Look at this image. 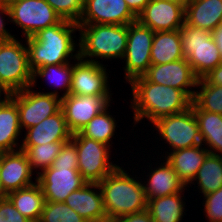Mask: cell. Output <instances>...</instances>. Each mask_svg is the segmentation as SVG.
Masks as SVG:
<instances>
[{
	"label": "cell",
	"instance_id": "cell-9",
	"mask_svg": "<svg viewBox=\"0 0 222 222\" xmlns=\"http://www.w3.org/2000/svg\"><path fill=\"white\" fill-rule=\"evenodd\" d=\"M8 22L21 28L24 38L58 24L62 19L45 0H17L7 6Z\"/></svg>",
	"mask_w": 222,
	"mask_h": 222
},
{
	"label": "cell",
	"instance_id": "cell-19",
	"mask_svg": "<svg viewBox=\"0 0 222 222\" xmlns=\"http://www.w3.org/2000/svg\"><path fill=\"white\" fill-rule=\"evenodd\" d=\"M161 158H163V160ZM157 159H160L159 161L162 162H155L154 168L152 163L150 165H147L149 167L146 169L147 171H149L148 173H146L145 170L142 171L147 174L145 175L146 181L144 180L143 176L140 177L142 178L141 182L147 200L157 197H164L171 194H177L184 190H190L177 176L176 172L172 169L171 164L166 159L164 160V157L159 158L157 156Z\"/></svg>",
	"mask_w": 222,
	"mask_h": 222
},
{
	"label": "cell",
	"instance_id": "cell-4",
	"mask_svg": "<svg viewBox=\"0 0 222 222\" xmlns=\"http://www.w3.org/2000/svg\"><path fill=\"white\" fill-rule=\"evenodd\" d=\"M78 26L79 57L81 59L103 65L104 60L112 61L124 58L128 40V25ZM98 59L102 60L98 61Z\"/></svg>",
	"mask_w": 222,
	"mask_h": 222
},
{
	"label": "cell",
	"instance_id": "cell-8",
	"mask_svg": "<svg viewBox=\"0 0 222 222\" xmlns=\"http://www.w3.org/2000/svg\"><path fill=\"white\" fill-rule=\"evenodd\" d=\"M71 141L77 148L78 171L88 183H99L119 166L111 160L110 146L79 132L72 134Z\"/></svg>",
	"mask_w": 222,
	"mask_h": 222
},
{
	"label": "cell",
	"instance_id": "cell-20",
	"mask_svg": "<svg viewBox=\"0 0 222 222\" xmlns=\"http://www.w3.org/2000/svg\"><path fill=\"white\" fill-rule=\"evenodd\" d=\"M21 146H37L51 142H68L72 133L67 127L65 115L60 109L42 122L24 130Z\"/></svg>",
	"mask_w": 222,
	"mask_h": 222
},
{
	"label": "cell",
	"instance_id": "cell-27",
	"mask_svg": "<svg viewBox=\"0 0 222 222\" xmlns=\"http://www.w3.org/2000/svg\"><path fill=\"white\" fill-rule=\"evenodd\" d=\"M72 71L73 62L39 67L32 72L31 87L35 89V86H37L36 83L38 82L39 78H42V80L48 81V83L51 84L50 86H53V89L56 88V90L49 92L41 91V93L55 95L62 99L69 95L72 80ZM59 90L60 92L63 91V94L60 95V92H58Z\"/></svg>",
	"mask_w": 222,
	"mask_h": 222
},
{
	"label": "cell",
	"instance_id": "cell-3",
	"mask_svg": "<svg viewBox=\"0 0 222 222\" xmlns=\"http://www.w3.org/2000/svg\"><path fill=\"white\" fill-rule=\"evenodd\" d=\"M120 165L98 183L109 221L147 209L148 201L139 172V177L134 176L136 171L133 169L131 175L129 169L122 166L125 163Z\"/></svg>",
	"mask_w": 222,
	"mask_h": 222
},
{
	"label": "cell",
	"instance_id": "cell-25",
	"mask_svg": "<svg viewBox=\"0 0 222 222\" xmlns=\"http://www.w3.org/2000/svg\"><path fill=\"white\" fill-rule=\"evenodd\" d=\"M191 107L199 125L202 144L210 154L222 155V115L201 110L193 101Z\"/></svg>",
	"mask_w": 222,
	"mask_h": 222
},
{
	"label": "cell",
	"instance_id": "cell-32",
	"mask_svg": "<svg viewBox=\"0 0 222 222\" xmlns=\"http://www.w3.org/2000/svg\"><path fill=\"white\" fill-rule=\"evenodd\" d=\"M64 143L66 142H51L37 146H21L20 149L27 155L31 168L33 171L35 170L37 176L44 169L52 166Z\"/></svg>",
	"mask_w": 222,
	"mask_h": 222
},
{
	"label": "cell",
	"instance_id": "cell-21",
	"mask_svg": "<svg viewBox=\"0 0 222 222\" xmlns=\"http://www.w3.org/2000/svg\"><path fill=\"white\" fill-rule=\"evenodd\" d=\"M87 222L108 220L98 183H86L64 201Z\"/></svg>",
	"mask_w": 222,
	"mask_h": 222
},
{
	"label": "cell",
	"instance_id": "cell-37",
	"mask_svg": "<svg viewBox=\"0 0 222 222\" xmlns=\"http://www.w3.org/2000/svg\"><path fill=\"white\" fill-rule=\"evenodd\" d=\"M52 167L78 169L77 148L71 140L64 143Z\"/></svg>",
	"mask_w": 222,
	"mask_h": 222
},
{
	"label": "cell",
	"instance_id": "cell-16",
	"mask_svg": "<svg viewBox=\"0 0 222 222\" xmlns=\"http://www.w3.org/2000/svg\"><path fill=\"white\" fill-rule=\"evenodd\" d=\"M136 20L125 0H84L77 24L129 25Z\"/></svg>",
	"mask_w": 222,
	"mask_h": 222
},
{
	"label": "cell",
	"instance_id": "cell-7",
	"mask_svg": "<svg viewBox=\"0 0 222 222\" xmlns=\"http://www.w3.org/2000/svg\"><path fill=\"white\" fill-rule=\"evenodd\" d=\"M0 81L10 93L31 87L28 50L26 43H21L19 38L0 42Z\"/></svg>",
	"mask_w": 222,
	"mask_h": 222
},
{
	"label": "cell",
	"instance_id": "cell-39",
	"mask_svg": "<svg viewBox=\"0 0 222 222\" xmlns=\"http://www.w3.org/2000/svg\"><path fill=\"white\" fill-rule=\"evenodd\" d=\"M110 222H154L148 209L110 220Z\"/></svg>",
	"mask_w": 222,
	"mask_h": 222
},
{
	"label": "cell",
	"instance_id": "cell-38",
	"mask_svg": "<svg viewBox=\"0 0 222 222\" xmlns=\"http://www.w3.org/2000/svg\"><path fill=\"white\" fill-rule=\"evenodd\" d=\"M0 222H32L27 217L23 216L5 197L0 199Z\"/></svg>",
	"mask_w": 222,
	"mask_h": 222
},
{
	"label": "cell",
	"instance_id": "cell-33",
	"mask_svg": "<svg viewBox=\"0 0 222 222\" xmlns=\"http://www.w3.org/2000/svg\"><path fill=\"white\" fill-rule=\"evenodd\" d=\"M192 101L201 110L222 115V85L210 84L200 78Z\"/></svg>",
	"mask_w": 222,
	"mask_h": 222
},
{
	"label": "cell",
	"instance_id": "cell-11",
	"mask_svg": "<svg viewBox=\"0 0 222 222\" xmlns=\"http://www.w3.org/2000/svg\"><path fill=\"white\" fill-rule=\"evenodd\" d=\"M36 91L32 87H28L22 91L11 93L10 98L18 107L22 131L39 124L61 109V98L41 93L40 90Z\"/></svg>",
	"mask_w": 222,
	"mask_h": 222
},
{
	"label": "cell",
	"instance_id": "cell-44",
	"mask_svg": "<svg viewBox=\"0 0 222 222\" xmlns=\"http://www.w3.org/2000/svg\"><path fill=\"white\" fill-rule=\"evenodd\" d=\"M10 97H11V93L7 90V88L0 81V103L7 101Z\"/></svg>",
	"mask_w": 222,
	"mask_h": 222
},
{
	"label": "cell",
	"instance_id": "cell-40",
	"mask_svg": "<svg viewBox=\"0 0 222 222\" xmlns=\"http://www.w3.org/2000/svg\"><path fill=\"white\" fill-rule=\"evenodd\" d=\"M7 16V17H6ZM4 18H7L4 20ZM6 23L8 25V9L7 6L0 4V42L11 39L17 35H13L9 29H6Z\"/></svg>",
	"mask_w": 222,
	"mask_h": 222
},
{
	"label": "cell",
	"instance_id": "cell-18",
	"mask_svg": "<svg viewBox=\"0 0 222 222\" xmlns=\"http://www.w3.org/2000/svg\"><path fill=\"white\" fill-rule=\"evenodd\" d=\"M137 20L154 32L179 30L185 20V7L170 0H150Z\"/></svg>",
	"mask_w": 222,
	"mask_h": 222
},
{
	"label": "cell",
	"instance_id": "cell-6",
	"mask_svg": "<svg viewBox=\"0 0 222 222\" xmlns=\"http://www.w3.org/2000/svg\"><path fill=\"white\" fill-rule=\"evenodd\" d=\"M153 132L156 133L157 139L165 143L169 150H166V156L171 151L190 148L202 144L199 132V125L194 115L192 107L186 111L164 116L152 123ZM158 134V135H157ZM169 145V146H168Z\"/></svg>",
	"mask_w": 222,
	"mask_h": 222
},
{
	"label": "cell",
	"instance_id": "cell-22",
	"mask_svg": "<svg viewBox=\"0 0 222 222\" xmlns=\"http://www.w3.org/2000/svg\"><path fill=\"white\" fill-rule=\"evenodd\" d=\"M208 154V149L201 144L190 148L171 151L164 156V159L171 164L177 176L185 186L188 187L195 179L198 170Z\"/></svg>",
	"mask_w": 222,
	"mask_h": 222
},
{
	"label": "cell",
	"instance_id": "cell-45",
	"mask_svg": "<svg viewBox=\"0 0 222 222\" xmlns=\"http://www.w3.org/2000/svg\"><path fill=\"white\" fill-rule=\"evenodd\" d=\"M170 1L177 2L181 4L182 6L186 7L191 0H170Z\"/></svg>",
	"mask_w": 222,
	"mask_h": 222
},
{
	"label": "cell",
	"instance_id": "cell-17",
	"mask_svg": "<svg viewBox=\"0 0 222 222\" xmlns=\"http://www.w3.org/2000/svg\"><path fill=\"white\" fill-rule=\"evenodd\" d=\"M33 173L23 150L0 153V185L6 195L36 183L37 176Z\"/></svg>",
	"mask_w": 222,
	"mask_h": 222
},
{
	"label": "cell",
	"instance_id": "cell-28",
	"mask_svg": "<svg viewBox=\"0 0 222 222\" xmlns=\"http://www.w3.org/2000/svg\"><path fill=\"white\" fill-rule=\"evenodd\" d=\"M6 197L23 216L32 222H39L45 204V197L38 182L10 192Z\"/></svg>",
	"mask_w": 222,
	"mask_h": 222
},
{
	"label": "cell",
	"instance_id": "cell-2",
	"mask_svg": "<svg viewBox=\"0 0 222 222\" xmlns=\"http://www.w3.org/2000/svg\"><path fill=\"white\" fill-rule=\"evenodd\" d=\"M77 31V23L62 19L58 24L24 38L32 72L39 67L75 61L79 57V39L75 36Z\"/></svg>",
	"mask_w": 222,
	"mask_h": 222
},
{
	"label": "cell",
	"instance_id": "cell-48",
	"mask_svg": "<svg viewBox=\"0 0 222 222\" xmlns=\"http://www.w3.org/2000/svg\"><path fill=\"white\" fill-rule=\"evenodd\" d=\"M93 222H110L109 220H103V221H93Z\"/></svg>",
	"mask_w": 222,
	"mask_h": 222
},
{
	"label": "cell",
	"instance_id": "cell-12",
	"mask_svg": "<svg viewBox=\"0 0 222 222\" xmlns=\"http://www.w3.org/2000/svg\"><path fill=\"white\" fill-rule=\"evenodd\" d=\"M112 95H67L61 99L66 124L72 134L79 132L94 116L112 107ZM111 103V104H110Z\"/></svg>",
	"mask_w": 222,
	"mask_h": 222
},
{
	"label": "cell",
	"instance_id": "cell-29",
	"mask_svg": "<svg viewBox=\"0 0 222 222\" xmlns=\"http://www.w3.org/2000/svg\"><path fill=\"white\" fill-rule=\"evenodd\" d=\"M150 57L151 65L166 64L183 59L179 30L155 32Z\"/></svg>",
	"mask_w": 222,
	"mask_h": 222
},
{
	"label": "cell",
	"instance_id": "cell-14",
	"mask_svg": "<svg viewBox=\"0 0 222 222\" xmlns=\"http://www.w3.org/2000/svg\"><path fill=\"white\" fill-rule=\"evenodd\" d=\"M45 201L64 202L70 193L88 183L78 169L49 167L37 175Z\"/></svg>",
	"mask_w": 222,
	"mask_h": 222
},
{
	"label": "cell",
	"instance_id": "cell-36",
	"mask_svg": "<svg viewBox=\"0 0 222 222\" xmlns=\"http://www.w3.org/2000/svg\"><path fill=\"white\" fill-rule=\"evenodd\" d=\"M202 209L207 222H222V187L203 196Z\"/></svg>",
	"mask_w": 222,
	"mask_h": 222
},
{
	"label": "cell",
	"instance_id": "cell-34",
	"mask_svg": "<svg viewBox=\"0 0 222 222\" xmlns=\"http://www.w3.org/2000/svg\"><path fill=\"white\" fill-rule=\"evenodd\" d=\"M39 222H87L64 202L45 201Z\"/></svg>",
	"mask_w": 222,
	"mask_h": 222
},
{
	"label": "cell",
	"instance_id": "cell-43",
	"mask_svg": "<svg viewBox=\"0 0 222 222\" xmlns=\"http://www.w3.org/2000/svg\"><path fill=\"white\" fill-rule=\"evenodd\" d=\"M212 37L222 57V23L212 31Z\"/></svg>",
	"mask_w": 222,
	"mask_h": 222
},
{
	"label": "cell",
	"instance_id": "cell-1",
	"mask_svg": "<svg viewBox=\"0 0 222 222\" xmlns=\"http://www.w3.org/2000/svg\"><path fill=\"white\" fill-rule=\"evenodd\" d=\"M132 90L130 108L133 113V127L147 119L149 123L157 119L178 114L191 107L192 99L183 91L171 86L149 82L144 76L129 83Z\"/></svg>",
	"mask_w": 222,
	"mask_h": 222
},
{
	"label": "cell",
	"instance_id": "cell-42",
	"mask_svg": "<svg viewBox=\"0 0 222 222\" xmlns=\"http://www.w3.org/2000/svg\"><path fill=\"white\" fill-rule=\"evenodd\" d=\"M150 0H125L128 8L137 17Z\"/></svg>",
	"mask_w": 222,
	"mask_h": 222
},
{
	"label": "cell",
	"instance_id": "cell-5",
	"mask_svg": "<svg viewBox=\"0 0 222 222\" xmlns=\"http://www.w3.org/2000/svg\"><path fill=\"white\" fill-rule=\"evenodd\" d=\"M184 58L200 79L221 62L220 51L212 37V31L183 24L179 29Z\"/></svg>",
	"mask_w": 222,
	"mask_h": 222
},
{
	"label": "cell",
	"instance_id": "cell-13",
	"mask_svg": "<svg viewBox=\"0 0 222 222\" xmlns=\"http://www.w3.org/2000/svg\"><path fill=\"white\" fill-rule=\"evenodd\" d=\"M107 65L90 62L78 57L73 61L71 95H113L109 84Z\"/></svg>",
	"mask_w": 222,
	"mask_h": 222
},
{
	"label": "cell",
	"instance_id": "cell-41",
	"mask_svg": "<svg viewBox=\"0 0 222 222\" xmlns=\"http://www.w3.org/2000/svg\"><path fill=\"white\" fill-rule=\"evenodd\" d=\"M203 78L210 84L222 85V62Z\"/></svg>",
	"mask_w": 222,
	"mask_h": 222
},
{
	"label": "cell",
	"instance_id": "cell-31",
	"mask_svg": "<svg viewBox=\"0 0 222 222\" xmlns=\"http://www.w3.org/2000/svg\"><path fill=\"white\" fill-rule=\"evenodd\" d=\"M110 108H106L104 111L99 113L97 116H94L80 131L79 133L91 139H94L98 142L104 143L108 146L112 147V142L115 134H117L116 130L119 126H117L118 122L116 121V115L110 112ZM111 113V114H110ZM117 127V128H116ZM111 142V143H110Z\"/></svg>",
	"mask_w": 222,
	"mask_h": 222
},
{
	"label": "cell",
	"instance_id": "cell-46",
	"mask_svg": "<svg viewBox=\"0 0 222 222\" xmlns=\"http://www.w3.org/2000/svg\"><path fill=\"white\" fill-rule=\"evenodd\" d=\"M17 1V0H0V4L8 6L12 2Z\"/></svg>",
	"mask_w": 222,
	"mask_h": 222
},
{
	"label": "cell",
	"instance_id": "cell-24",
	"mask_svg": "<svg viewBox=\"0 0 222 222\" xmlns=\"http://www.w3.org/2000/svg\"><path fill=\"white\" fill-rule=\"evenodd\" d=\"M22 132L17 104L9 98L0 103V153L19 150Z\"/></svg>",
	"mask_w": 222,
	"mask_h": 222
},
{
	"label": "cell",
	"instance_id": "cell-23",
	"mask_svg": "<svg viewBox=\"0 0 222 222\" xmlns=\"http://www.w3.org/2000/svg\"><path fill=\"white\" fill-rule=\"evenodd\" d=\"M184 23L213 31L222 23V0H191L185 7Z\"/></svg>",
	"mask_w": 222,
	"mask_h": 222
},
{
	"label": "cell",
	"instance_id": "cell-10",
	"mask_svg": "<svg viewBox=\"0 0 222 222\" xmlns=\"http://www.w3.org/2000/svg\"><path fill=\"white\" fill-rule=\"evenodd\" d=\"M154 31L142 25L138 20L128 25L126 53L122 59L124 79L130 83L133 79L143 76L151 66V47Z\"/></svg>",
	"mask_w": 222,
	"mask_h": 222
},
{
	"label": "cell",
	"instance_id": "cell-35",
	"mask_svg": "<svg viewBox=\"0 0 222 222\" xmlns=\"http://www.w3.org/2000/svg\"><path fill=\"white\" fill-rule=\"evenodd\" d=\"M61 19L78 23L83 13L84 0H45Z\"/></svg>",
	"mask_w": 222,
	"mask_h": 222
},
{
	"label": "cell",
	"instance_id": "cell-26",
	"mask_svg": "<svg viewBox=\"0 0 222 222\" xmlns=\"http://www.w3.org/2000/svg\"><path fill=\"white\" fill-rule=\"evenodd\" d=\"M186 190L177 194L148 199L147 209L154 222H182L186 216L184 195ZM183 195V196H182ZM186 211V212H185Z\"/></svg>",
	"mask_w": 222,
	"mask_h": 222
},
{
	"label": "cell",
	"instance_id": "cell-47",
	"mask_svg": "<svg viewBox=\"0 0 222 222\" xmlns=\"http://www.w3.org/2000/svg\"><path fill=\"white\" fill-rule=\"evenodd\" d=\"M5 197H6V194L4 193V191H3V189H2V187L0 185V199H3Z\"/></svg>",
	"mask_w": 222,
	"mask_h": 222
},
{
	"label": "cell",
	"instance_id": "cell-30",
	"mask_svg": "<svg viewBox=\"0 0 222 222\" xmlns=\"http://www.w3.org/2000/svg\"><path fill=\"white\" fill-rule=\"evenodd\" d=\"M191 185H194L193 191L198 187L196 188L197 192H199L198 194H202L200 198L220 189L222 187V156L209 153L198 170L195 179L187 188H192Z\"/></svg>",
	"mask_w": 222,
	"mask_h": 222
},
{
	"label": "cell",
	"instance_id": "cell-15",
	"mask_svg": "<svg viewBox=\"0 0 222 222\" xmlns=\"http://www.w3.org/2000/svg\"><path fill=\"white\" fill-rule=\"evenodd\" d=\"M143 76L149 82L183 90L192 100L199 80L185 58L171 63L151 65Z\"/></svg>",
	"mask_w": 222,
	"mask_h": 222
}]
</instances>
